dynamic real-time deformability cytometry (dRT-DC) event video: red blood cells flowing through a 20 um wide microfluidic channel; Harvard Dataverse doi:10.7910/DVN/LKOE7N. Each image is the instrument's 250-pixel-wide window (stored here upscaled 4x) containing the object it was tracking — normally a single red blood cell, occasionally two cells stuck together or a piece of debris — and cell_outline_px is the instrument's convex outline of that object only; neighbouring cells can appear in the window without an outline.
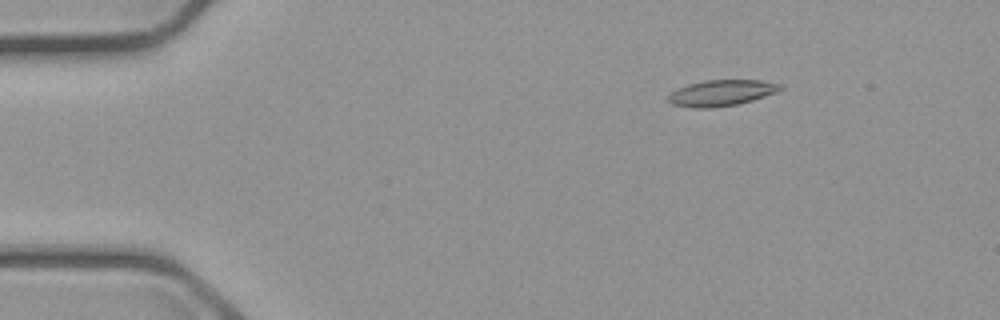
{"species": "common noctule bat (a hibernating species)", "species_latin": "Nyctalus noctula", "temperature_condition": "cold", "stored_images_in_passage": 6, "camera_frame_rate_fps": 3000, "um_per_image_px": 0.085, "animal": {"sex": "male", "body_mass_g": 23.1, "forearm_length_mm": 52.7}, "frame": {"image": 1, "passage_image": 2, "time_ms": 2.0, "image_size_px": [1000, 320], "cell_outline_px": [[780, 88], [776, 92], [752, 100], [736, 104], [708, 108], [692, 108], [672, 104], [668, 100], [668, 96], [672, 92], [688, 84], [704, 80], [760, 80], [780, 84]], "centroid_in_image_um": [61.28, 7.89], "position_along_channel_um": 23.7, "area_um2": 16.65}}
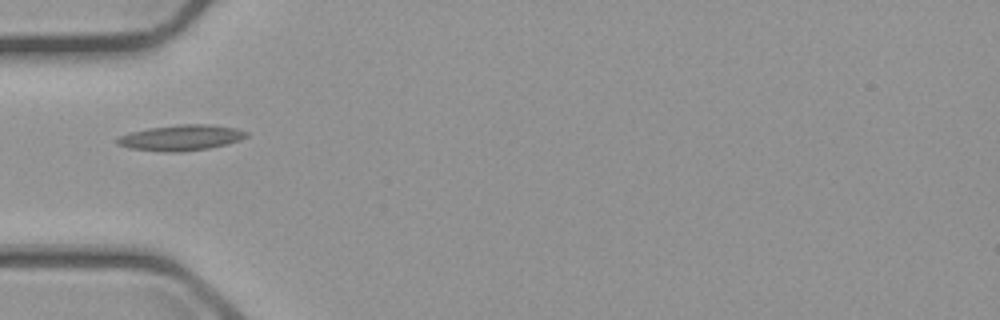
{"frame": {"image": 2, "passage_image": 5, "time_ms": 5.333, "image_size_px": [1000, 320], "cell_outline_px": [[248, 136], [240, 140], [208, 148], [180, 152], [164, 152], [128, 148], [116, 144], [116, 140], [120, 136], [132, 132], [148, 128], [176, 124], [208, 124], [236, 128], [248, 132]], "centroid_in_image_um": [15.38, 11.7], "position_along_channel_um": 69.6, "area_um2": 19.31}}
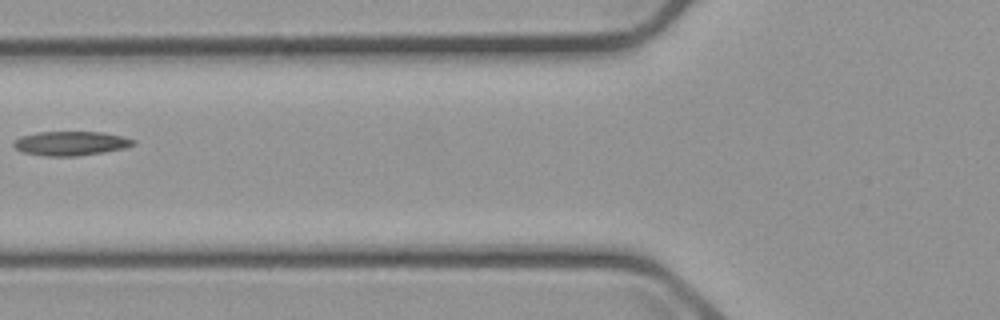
{"frame": {"image": 3, "passage_image": 6, "time_ms": 6.667, "image_size_px": [1000, 320], "cell_outline_px": [[136, 144], [124, 148], [104, 152], [76, 156], [44, 156], [24, 152], [16, 148], [12, 144], [20, 136], [36, 132], [104, 132], [124, 136], [136, 140]], "centroid_in_image_um": [6.05, 12.18], "position_along_channel_um": 119.7, "area_um2": 16.94}}